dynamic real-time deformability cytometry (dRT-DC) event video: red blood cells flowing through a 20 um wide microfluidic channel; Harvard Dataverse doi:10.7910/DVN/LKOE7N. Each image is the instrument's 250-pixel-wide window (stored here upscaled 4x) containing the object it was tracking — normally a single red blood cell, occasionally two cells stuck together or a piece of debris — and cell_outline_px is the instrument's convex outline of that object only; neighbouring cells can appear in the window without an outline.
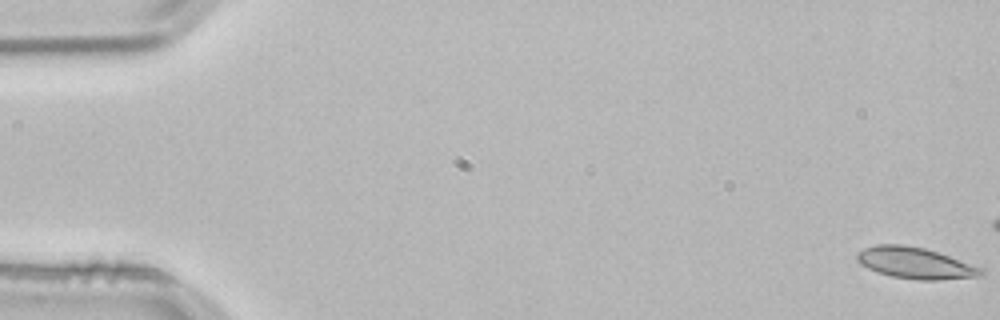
{"species": "common noctule bat (a hibernating species)", "species_latin": "Nyctalus noctula", "temperature_condition": "room temperature", "stored_images_in_passage": 15, "camera_frame_rate_fps": 3000, "um_per_image_px": 0.085, "animal": {"sex": "male", "body_mass_g": 21.5, "forearm_length_mm": 52.0}, "frame": {"image": 1, "passage_image": 1, "time_ms": 0.0, "image_size_px": [1000, 320], "cell_outline_px": [[984, 272], [980, 276], [940, 280], [916, 280], [892, 276], [876, 272], [860, 264], [856, 260], [856, 252], [864, 248], [876, 244], [904, 244], [924, 248], [984, 268]], "centroid_in_image_um": [77.76, 22.36], "position_along_channel_um": 7.2, "area_um2": 22.72}}